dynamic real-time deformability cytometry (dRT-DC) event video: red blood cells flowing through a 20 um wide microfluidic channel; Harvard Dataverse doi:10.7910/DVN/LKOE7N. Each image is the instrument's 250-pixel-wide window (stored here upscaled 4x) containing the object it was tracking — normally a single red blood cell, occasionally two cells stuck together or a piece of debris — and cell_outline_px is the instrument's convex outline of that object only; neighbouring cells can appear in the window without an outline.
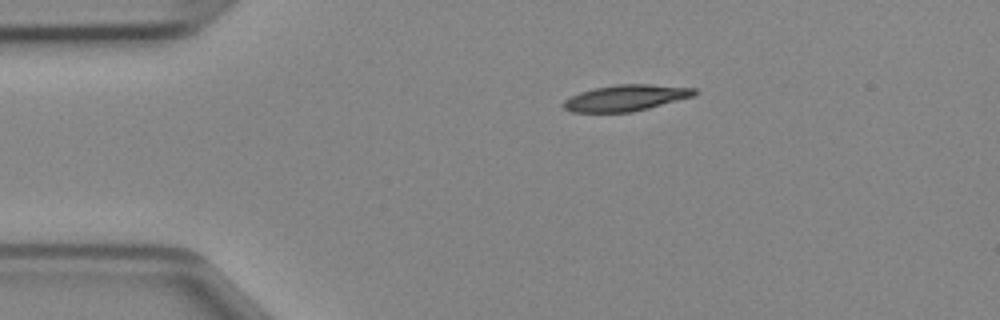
{"species": "Egyptian fruit bat (a non-hibernating species)", "species_latin": "Rousettus aegyptiacus", "temperature_condition": "cold", "stored_images_in_passage": 39, "camera_frame_rate_fps": 3000, "um_per_image_px": 0.085, "animal": {"sex": "female"}, "frame": {"image": 1, "passage_image": 1, "time_ms": 0.0, "image_size_px": [1000, 320], "cell_outline_px": [[700, 92], [696, 96], [632, 112], [572, 112], [564, 108], [560, 104], [564, 100], [580, 92], [592, 88], [616, 84], [648, 84], [696, 88]], "centroid_in_image_um": [53.22, 8.31], "position_along_channel_um": 31.8, "area_um2": 20.17}}
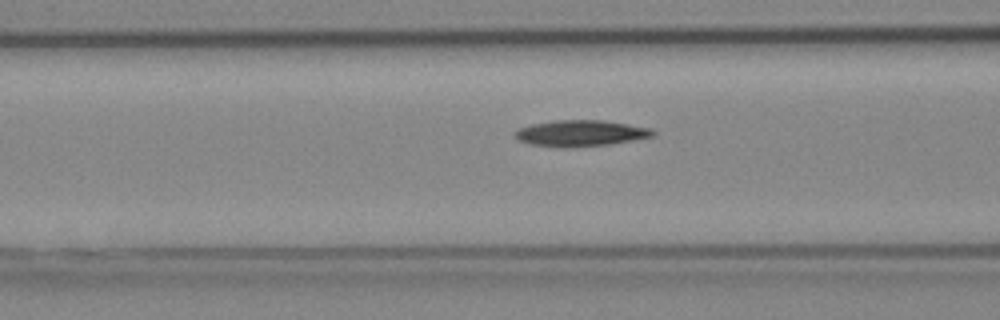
{"frame": {"image": 2, "passage_image": 10, "time_ms": 3.0, "image_size_px": [1000, 320], "cell_outline_px": [[656, 132], [652, 136], [632, 140], [608, 144], [564, 148], [560, 148], [528, 144], [516, 140], [512, 136], [512, 132], [520, 128], [532, 124], [556, 120], [604, 120], [652, 128]], "centroid_in_image_um": [49.27, 11.33], "position_along_channel_um": 117.3, "area_um2": 21.21}}
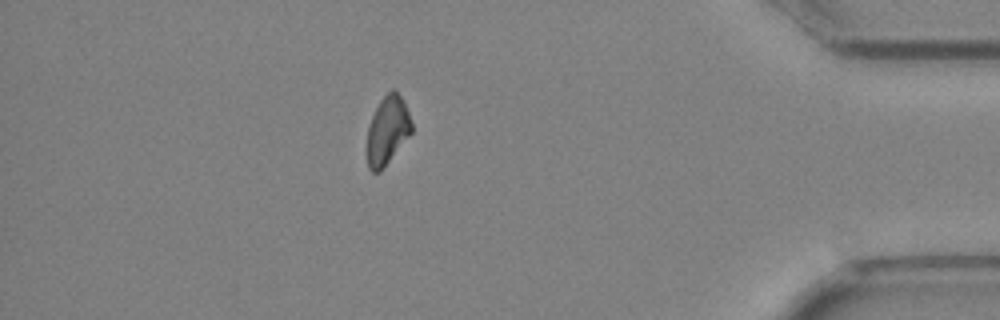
{"frame": {"image": 3, "passage_image": 33, "time_ms": 10.667, "image_size_px": [1000, 320], "cell_outline_px": [[412, 132], [380, 172], [372, 172], [368, 168], [364, 152], [364, 148], [368, 128], [372, 116], [380, 100], [392, 88], [396, 88], [404, 100], [412, 124]], "centroid_in_image_um": [32.89, 11.1], "position_along_channel_um": 402.3, "area_um2": 18.26}}